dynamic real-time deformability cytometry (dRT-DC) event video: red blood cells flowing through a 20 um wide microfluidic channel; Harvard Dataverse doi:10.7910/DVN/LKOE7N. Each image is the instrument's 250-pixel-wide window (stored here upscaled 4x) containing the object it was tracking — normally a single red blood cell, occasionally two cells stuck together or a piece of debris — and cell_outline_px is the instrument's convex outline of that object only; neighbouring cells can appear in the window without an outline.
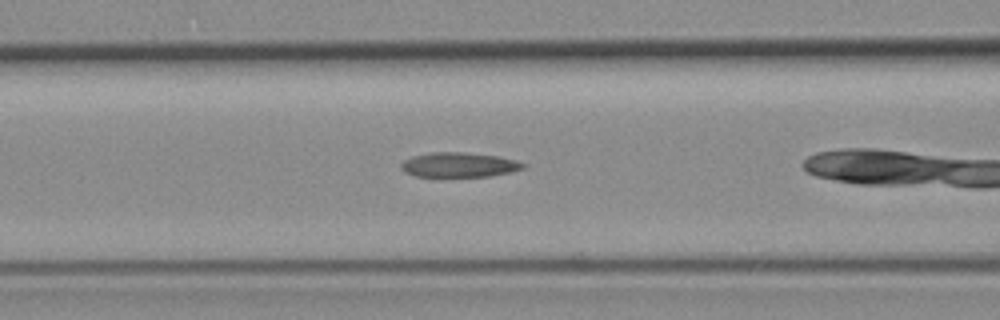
{"species": "common noctule bat (a hibernating species)", "species_latin": "Nyctalus noctula", "temperature_condition": "room temperature", "stored_images_in_passage": 15, "camera_frame_rate_fps": 3000, "um_per_image_px": 0.085, "animal": {"sex": "female", "body_mass_g": 19.3, "forearm_length_mm": 54.1}, "frame": {"image": 1, "passage_image": 7, "time_ms": 2.0, "image_size_px": [1000, 320], "cell_outline_px": [[528, 164], [524, 168], [492, 176], [416, 176], [404, 172], [400, 168], [400, 164], [404, 160], [412, 156], [432, 152], [464, 152], [496, 156], [516, 160]], "centroid_in_image_um": [39.0, 14.0], "position_along_channel_um": 127.6, "area_um2": 17.51}}
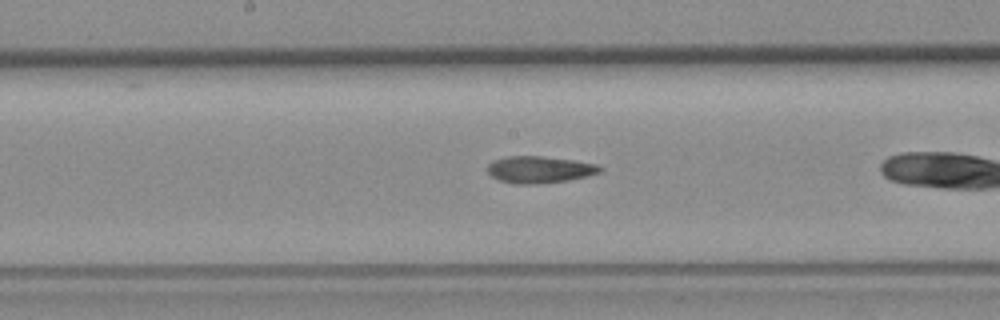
{"frame": {"image": 2, "passage_image": 13, "time_ms": 4.0, "image_size_px": [1000, 320], "cell_outline_px": [[604, 168], [600, 172], [568, 180], [532, 184], [512, 184], [500, 180], [492, 176], [488, 172], [488, 164], [492, 160], [508, 156], [544, 156], [572, 160], [596, 164]], "centroid_in_image_um": [45.82, 14.4], "position_along_channel_um": 202.4, "area_um2": 17.46}}